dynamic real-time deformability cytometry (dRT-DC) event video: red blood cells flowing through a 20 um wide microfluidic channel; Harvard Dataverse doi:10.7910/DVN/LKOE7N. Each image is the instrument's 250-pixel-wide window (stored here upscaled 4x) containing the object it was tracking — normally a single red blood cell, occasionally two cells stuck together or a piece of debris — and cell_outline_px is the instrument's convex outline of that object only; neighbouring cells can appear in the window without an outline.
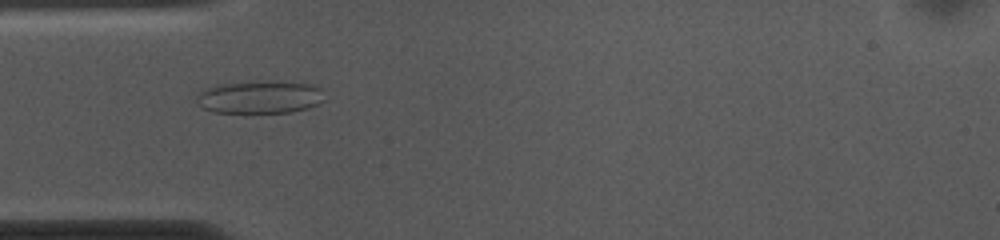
{"species": "common noctule bat (a hibernating species)", "species_latin": "Nyctalus noctula", "temperature_condition": "cold", "stored_images_in_passage": 46, "camera_frame_rate_fps": 3000, "um_per_image_px": 0.085, "animal": {"sex": "female", "body_mass_g": 10.0, "forearm_length_mm": 53.1}, "frame": {"image": 1, "passage_image": 7, "time_ms": 2.0, "image_size_px": [1000, 240], "cell_outline_px": [[324, 100], [320, 104], [308, 108], [292, 112], [212, 112], [196, 104], [196, 96], [204, 88], [224, 84], [268, 80], [312, 84], [320, 88]], "centroid_in_image_um": [22.1, 8.25], "position_along_channel_um": 62.9, "area_um2": 24.51}}
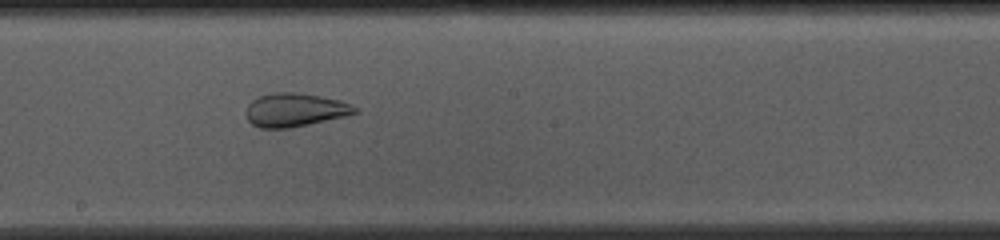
{"frame": {"image": 2, "passage_image": 20, "time_ms": 6.333, "image_size_px": [1000, 240], "cell_outline_px": [[360, 112], [344, 116], [308, 124], [288, 128], [260, 128], [252, 124], [248, 120], [244, 112], [248, 104], [252, 100], [260, 96], [272, 92], [296, 92], [320, 96], [340, 100], [352, 104], [360, 108]], "centroid_in_image_um": [25.07, 9.33], "position_along_channel_um": 223.1, "area_um2": 21.39}}
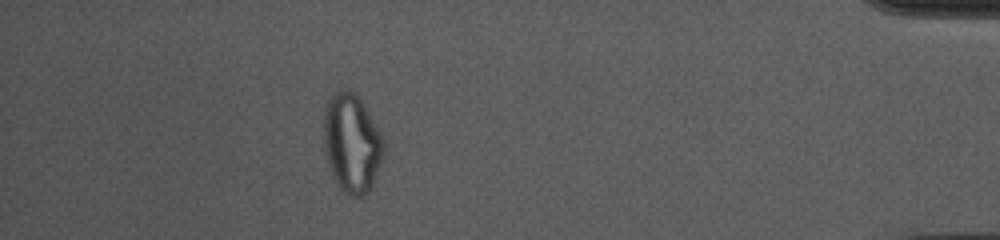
{"frame": {"image": 3, "passage_image": 40, "time_ms": 13.0, "image_size_px": [1000, 240], "cell_outline_px": [[384, 152], [372, 184], [368, 192], [360, 196], [352, 196], [344, 192], [340, 188], [332, 176], [328, 168], [324, 148], [324, 108], [328, 100], [340, 88], [348, 88], [368, 108], [384, 140]], "centroid_in_image_um": [29.89, 12.14], "position_along_channel_um": 405.3, "area_um2": 34.56}, "authors_computed_cell_mechanics": {"area_um2": 26.7903, "velocity_mm_per_s": 3.6879, "shape_relaxation_time_tau1_ms": null, "shape_relaxation_time_tau2_ms": 1.0776, "deformation_change_tau1": null, "deformation_change_tau2": 0.0725}}